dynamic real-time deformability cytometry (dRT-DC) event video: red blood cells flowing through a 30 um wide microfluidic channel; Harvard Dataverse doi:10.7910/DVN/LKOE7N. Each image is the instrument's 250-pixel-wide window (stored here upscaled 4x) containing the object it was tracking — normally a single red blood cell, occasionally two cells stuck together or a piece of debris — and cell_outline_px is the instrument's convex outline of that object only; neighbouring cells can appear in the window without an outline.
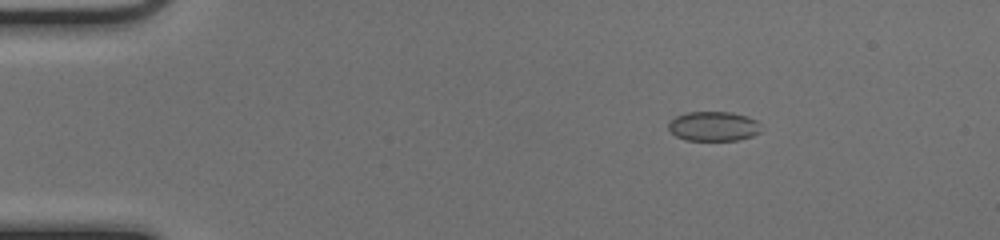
{"species": "common noctule bat (a hibernating species)", "species_latin": "Nyctalus noctula", "temperature_condition": "cold", "stored_images_in_passage": 44, "camera_frame_rate_fps": 3000, "um_per_image_px": 0.085, "animal": {"sex": "female", "body_mass_g": 17.0, "forearm_length_mm": 48.0}, "frame": {"image": 1, "passage_image": 1, "time_ms": 0.0, "image_size_px": [1000, 240], "cell_outline_px": [[760, 132], [752, 136], [736, 140], [684, 140], [676, 136], [668, 128], [668, 124], [676, 116], [688, 112], [732, 112], [748, 116], [756, 120]], "centroid_in_image_um": [60.63, 10.73], "position_along_channel_um": 24.4, "area_um2": 15.84}}
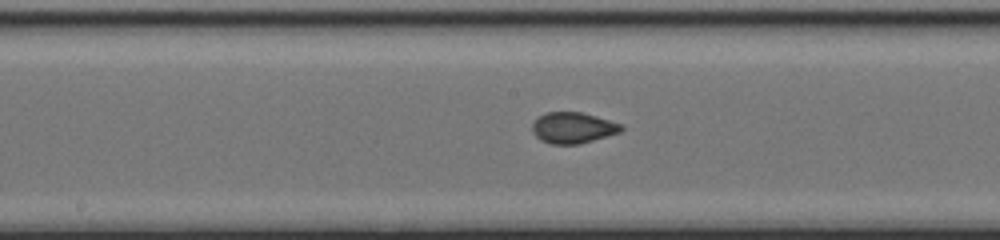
{"frame": {"image": 2, "passage_image": 20, "time_ms": 6.333, "image_size_px": [1000, 240], "cell_outline_px": [[624, 128], [620, 132], [580, 144], [552, 144], [540, 140], [532, 132], [532, 124], [544, 112], [580, 112], [596, 116], [620, 124]], "centroid_in_image_um": [48.68, 10.86], "position_along_channel_um": 199.5, "area_um2": 15.95}}
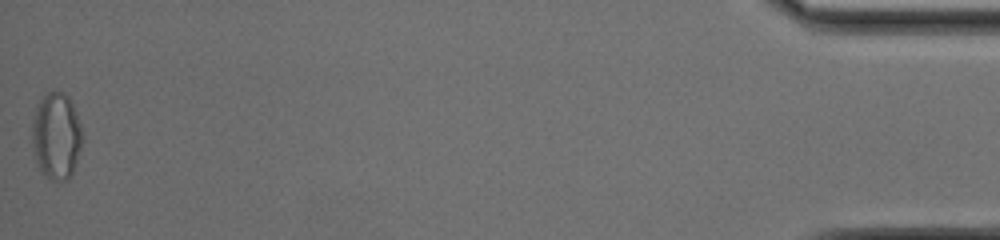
{"frame": {"image": 3, "passage_image": 44, "time_ms": 14.333, "image_size_px": [1000, 240], "cell_outline_px": [[84, 140], [72, 172], [68, 180], [48, 180], [36, 164], [32, 148], [32, 120], [36, 104], [48, 92], [64, 92], [68, 96], [76, 112], [84, 132]], "centroid_in_image_um": [4.79, 11.56], "position_along_channel_um": 430.4, "area_um2": 25.89}, "authors_computed_cell_mechanics": {"area_um2": 16.0684, "velocity_mm_per_s": 4.0908, "shape_relaxation_time_tau1_ms": null, "shape_relaxation_time_tau2_ms": 0.602, "deformation_change_tau1": null, "deformation_change_tau2": 0.0561}}